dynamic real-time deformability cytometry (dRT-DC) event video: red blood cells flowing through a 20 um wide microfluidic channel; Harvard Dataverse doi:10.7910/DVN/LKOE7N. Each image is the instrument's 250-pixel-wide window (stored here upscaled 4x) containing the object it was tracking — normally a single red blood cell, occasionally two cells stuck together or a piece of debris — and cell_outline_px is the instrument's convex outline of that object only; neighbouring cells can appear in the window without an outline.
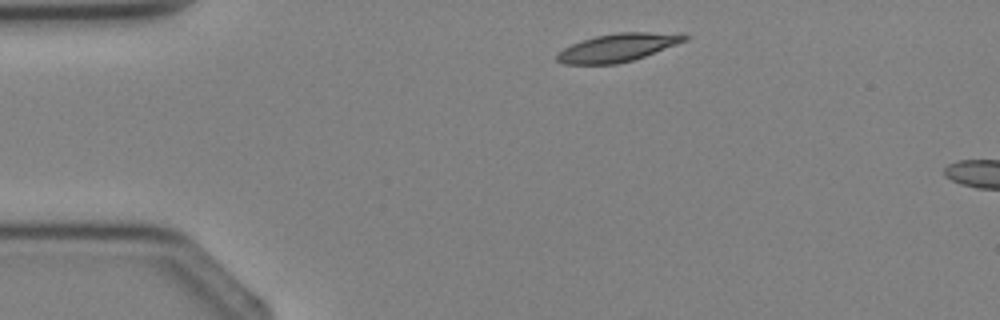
{"species": "Egyptian fruit bat (a non-hibernating species)", "species_latin": "Rousettus aegyptiacus", "temperature_condition": "cold", "stored_images_in_passage": 3, "camera_frame_rate_fps": 3000, "um_per_image_px": 0.085, "animal": {"sex": "female"}, "frame": {"image": 1, "passage_image": 1, "time_ms": 0.0, "image_size_px": [1000, 320], "cell_outline_px": [[688, 40], [644, 56], [632, 60], [616, 64], [564, 64], [556, 60], [556, 56], [564, 48], [572, 44], [596, 36], [616, 32], [680, 32], [688, 36]], "centroid_in_image_um": [52.56, 4.03], "position_along_channel_um": 32.4, "area_um2": 20.81}}